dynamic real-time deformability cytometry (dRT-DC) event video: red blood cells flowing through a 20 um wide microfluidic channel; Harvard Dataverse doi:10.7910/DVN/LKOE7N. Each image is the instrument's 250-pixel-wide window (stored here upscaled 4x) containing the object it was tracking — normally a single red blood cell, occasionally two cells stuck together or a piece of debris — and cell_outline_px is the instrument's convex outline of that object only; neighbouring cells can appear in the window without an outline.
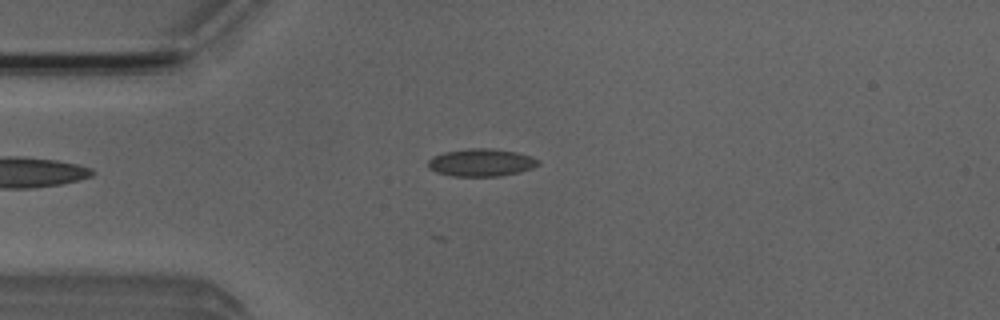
{"species": "Egyptian fruit bat (a non-hibernating species)", "species_latin": "Rousettus aegyptiacus", "temperature_condition": "room temperature", "stored_images_in_passage": 1, "camera_frame_rate_fps": 3000, "um_per_image_px": 0.085, "animal": {"sex": "male"}, "frame": {"image": 1, "passage_image": 1, "time_ms": 0.0, "image_size_px": [1000, 320], "cell_outline_px": [[540, 164], [532, 168], [500, 176], [452, 176], [436, 172], [428, 168], [428, 160], [432, 156], [444, 152], [468, 148], [492, 148], [516, 152], [532, 156], [540, 160]], "centroid_in_image_um": [40.89, 13.81], "position_along_channel_um": 44.1, "area_um2": 17.8}}